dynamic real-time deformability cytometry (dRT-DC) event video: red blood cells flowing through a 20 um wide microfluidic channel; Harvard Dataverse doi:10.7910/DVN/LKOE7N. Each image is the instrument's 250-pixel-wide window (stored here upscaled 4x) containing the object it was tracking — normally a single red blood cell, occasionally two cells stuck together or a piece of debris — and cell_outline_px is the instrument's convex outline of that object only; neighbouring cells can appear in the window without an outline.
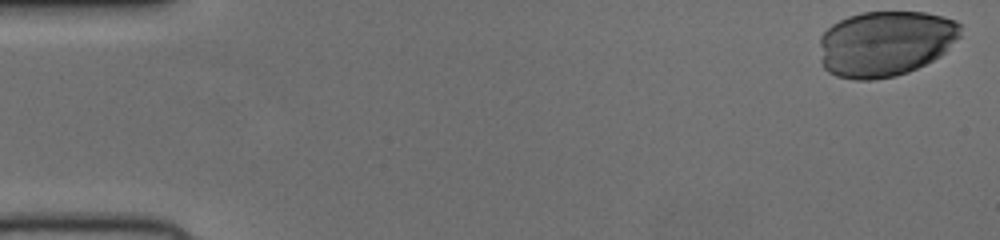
{"species": "human", "species_latin": "Homo sapiens", "temperature_condition": "cold", "stored_images_in_passage": 42, "camera_frame_rate_fps": 3000, "um_per_image_px": 0.085, "donor": {"sex": "female"}, "frame": {"image": 1, "passage_image": 1, "time_ms": 0.0, "image_size_px": [1000, 240], "cell_outline_px": [[960, 36], [940, 56], [908, 72], [896, 76], [872, 80], [856, 80], [836, 76], [828, 72], [824, 68], [820, 60], [820, 36], [832, 24], [848, 16], [864, 12], [924, 12], [956, 20], [960, 24]], "centroid_in_image_um": [75.22, 3.7], "position_along_channel_um": 9.8, "area_um2": 53.99}}
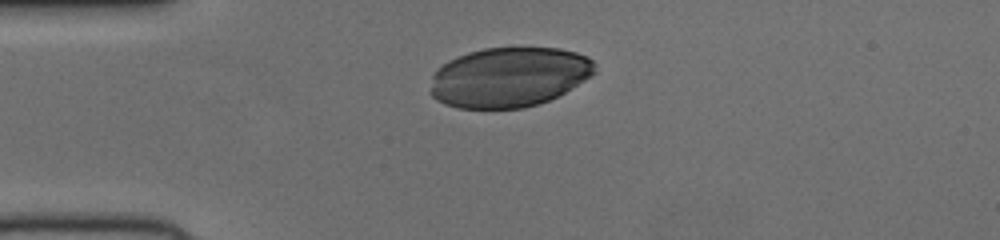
{"frame": {"image": 2, "passage_image": 13, "time_ms": 4.0, "image_size_px": [1000, 240], "cell_outline_px": [[596, 72], [592, 76], [564, 92], [548, 100], [524, 108], [456, 108], [444, 104], [436, 100], [432, 96], [432, 76], [436, 68], [448, 60], [468, 52], [484, 48], [560, 48], [576, 52], [588, 56], [596, 64]], "centroid_in_image_um": [43.27, 6.55], "position_along_channel_um": 41.7, "area_um2": 57.45}}